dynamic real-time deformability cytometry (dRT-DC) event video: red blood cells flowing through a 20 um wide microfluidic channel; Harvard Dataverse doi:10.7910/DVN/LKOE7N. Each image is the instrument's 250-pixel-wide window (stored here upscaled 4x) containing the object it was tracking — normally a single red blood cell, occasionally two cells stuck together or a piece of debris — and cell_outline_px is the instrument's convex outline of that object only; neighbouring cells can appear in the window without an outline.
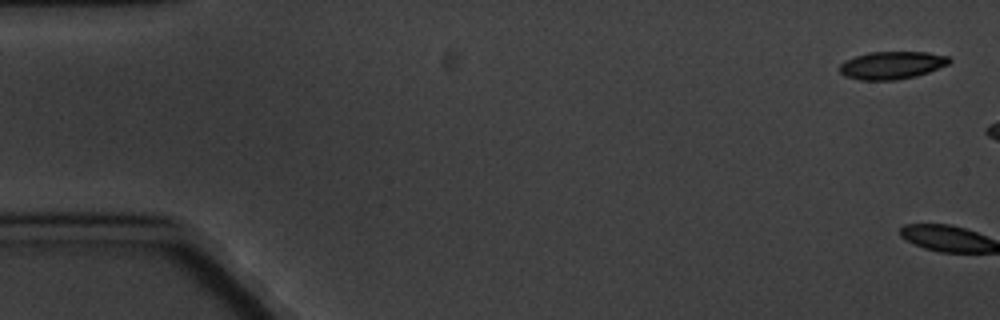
{"species": "common noctule bat (a hibernating species)", "species_latin": "Nyctalus noctula", "temperature_condition": "cold", "stored_images_in_passage": 12, "camera_frame_rate_fps": 3000, "um_per_image_px": 0.085, "animal": {"sex": "male", "body_mass_g": 20.1, "forearm_length_mm": 53.5}, "frame": {"image": 1, "passage_image": 1, "time_ms": 0.0, "image_size_px": [1000, 320], "cell_outline_px": [[952, 60], [948, 64], [928, 72], [916, 76], [896, 80], [860, 80], [844, 76], [840, 72], [840, 64], [844, 60], [868, 52], [928, 52], [948, 56]], "centroid_in_image_um": [75.79, 5.54], "position_along_channel_um": 9.2, "area_um2": 17.74}}